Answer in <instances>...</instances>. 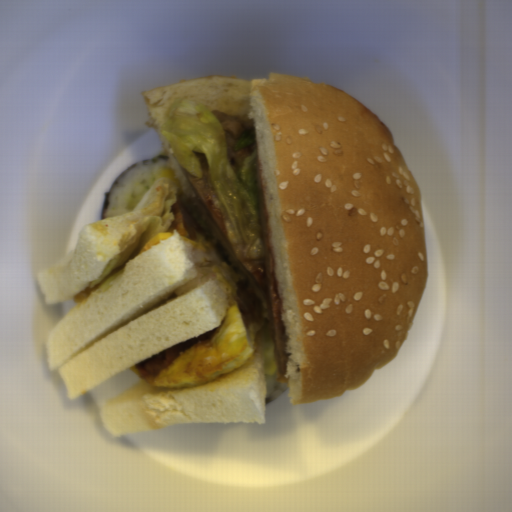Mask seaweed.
Segmentation results:
<instances>
[{
    "mask_svg": "<svg viewBox=\"0 0 512 512\" xmlns=\"http://www.w3.org/2000/svg\"><path fill=\"white\" fill-rule=\"evenodd\" d=\"M152 160H167V157L166 155H158L154 158H144L142 159L141 161L131 165L129 168H127L124 172H122L119 176H117L115 178V180L113 181L112 185L110 186V188L105 192V199H104V203H103V207H102V211H101V220H104V217H105V213L109 207V202H110V193L112 191V189L114 188V186L116 185L117 181L127 172L129 171L130 169H132L133 167H135L136 165H138L139 163H141L142 161H152Z\"/></svg>",
    "mask_w": 512,
    "mask_h": 512,
    "instance_id": "obj_1",
    "label": "seaweed"
}]
</instances>
